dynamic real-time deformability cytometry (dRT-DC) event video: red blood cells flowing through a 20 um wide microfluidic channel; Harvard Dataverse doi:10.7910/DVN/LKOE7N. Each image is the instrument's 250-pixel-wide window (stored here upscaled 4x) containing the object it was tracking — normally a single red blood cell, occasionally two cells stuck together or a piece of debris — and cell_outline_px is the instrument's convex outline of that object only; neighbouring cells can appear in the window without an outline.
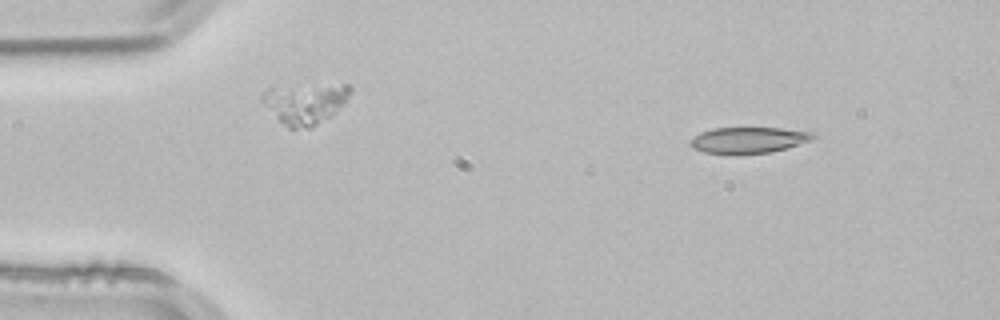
{"species": "common noctule bat (a hibernating species)", "species_latin": "Nyctalus noctula", "temperature_condition": "room temperature", "stored_images_in_passage": 48, "camera_frame_rate_fps": 3000, "um_per_image_px": 0.085, "animal": {"sex": "male", "body_mass_g": 21.5, "forearm_length_mm": 52.0}, "frame": {"image": 1, "passage_image": 2, "time_ms": 0.333, "image_size_px": [1000, 320], "cell_outline_px": [[816, 136], [808, 140], [772, 152], [736, 156], [704, 152], [692, 148], [688, 144], [688, 140], [692, 136], [700, 132], [712, 128], [780, 128], [816, 132]], "centroid_in_image_um": [63.51, 11.93], "position_along_channel_um": 21.5, "area_um2": 19.13}}
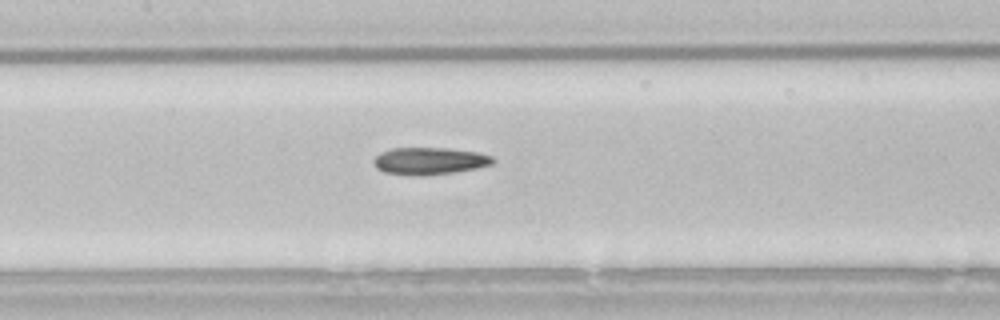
{"frame": {"image": 2, "passage_image": 20, "time_ms": 6.333, "image_size_px": [1000, 320], "cell_outline_px": [[496, 160], [492, 164], [476, 168], [452, 172], [384, 172], [376, 168], [372, 160], [380, 152], [392, 148], [448, 148], [476, 152], [492, 156]], "centroid_in_image_um": [36.54, 13.61], "position_along_channel_um": 170.9, "area_um2": 17.8}}
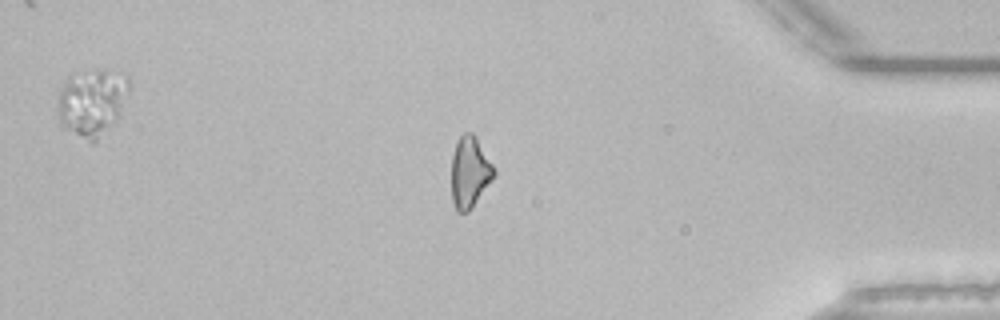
{"frame": {"image": 3, "passage_image": 40, "time_ms": 13.0, "image_size_px": [1000, 320], "cell_outline_px": [[496, 176], [472, 208], [468, 212], [456, 212], [452, 200], [452, 156], [456, 140], [464, 132], [472, 132], [476, 136], [492, 164], [496, 172]], "centroid_in_image_um": [39.93, 14.64], "position_along_channel_um": 395.3, "area_um2": 17.86}, "authors_computed_cell_mechanics": {"area_um2": 18.5538, "velocity_mm_per_s": 3.8426, "shape_relaxation_time_tau1_ms": 8.7109, "shape_relaxation_time_tau2_ms": 7.4032, "deformation_change_tau1": 0.1578, "deformation_change_tau2": 0.1848}}